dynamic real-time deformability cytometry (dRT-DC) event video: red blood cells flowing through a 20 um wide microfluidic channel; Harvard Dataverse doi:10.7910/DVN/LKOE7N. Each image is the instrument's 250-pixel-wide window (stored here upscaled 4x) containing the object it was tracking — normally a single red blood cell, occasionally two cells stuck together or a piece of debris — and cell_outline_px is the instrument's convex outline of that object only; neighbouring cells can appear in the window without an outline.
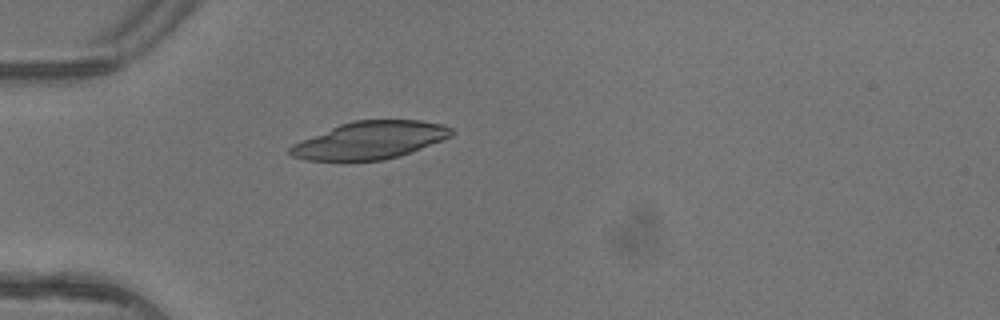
{"species": "common noctule bat (a hibernating species)", "species_latin": "Nyctalus noctula", "temperature_condition": "warm", "stored_images_in_passage": 1, "camera_frame_rate_fps": 3000, "um_per_image_px": 0.085, "animal": {"sex": "female"}, "frame": {"image": 1, "passage_image": 1, "time_ms": 0.0, "image_size_px": [1000, 320], "cell_outline_px": [[456, 132], [452, 136], [412, 152], [400, 156], [384, 160], [308, 160], [292, 156], [288, 152], [288, 148], [292, 144], [340, 124], [356, 120], [420, 120], [444, 124], [452, 128]], "centroid_in_image_um": [31.5, 11.91], "position_along_channel_um": 53.5, "area_um2": 35.2}}